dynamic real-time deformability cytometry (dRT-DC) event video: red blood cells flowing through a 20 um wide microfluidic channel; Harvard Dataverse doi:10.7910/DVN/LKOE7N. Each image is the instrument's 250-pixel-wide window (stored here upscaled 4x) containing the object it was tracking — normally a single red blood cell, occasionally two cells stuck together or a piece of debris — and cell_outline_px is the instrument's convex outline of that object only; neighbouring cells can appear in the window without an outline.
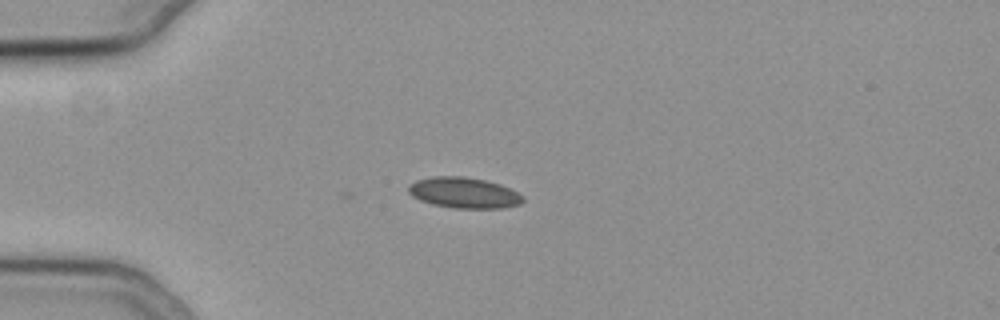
{"species": "common noctule bat (a hibernating species)", "species_latin": "Nyctalus noctula", "temperature_condition": "cold", "stored_images_in_passage": 29, "camera_frame_rate_fps": 3000, "um_per_image_px": 0.085, "animal": {"sex": "female", "body_mass_g": 19.3, "forearm_length_mm": 54.1}, "frame": {"image": 1, "passage_image": 1, "time_ms": 0.0, "image_size_px": [1000, 320], "cell_outline_px": [[524, 200], [520, 204], [504, 208], [452, 208], [432, 204], [420, 200], [412, 196], [408, 192], [408, 188], [416, 180], [432, 176], [464, 176], [484, 180], [500, 184], [516, 192]], "centroid_in_image_um": [39.41, 16.39], "position_along_channel_um": 45.6, "area_um2": 20.4}}
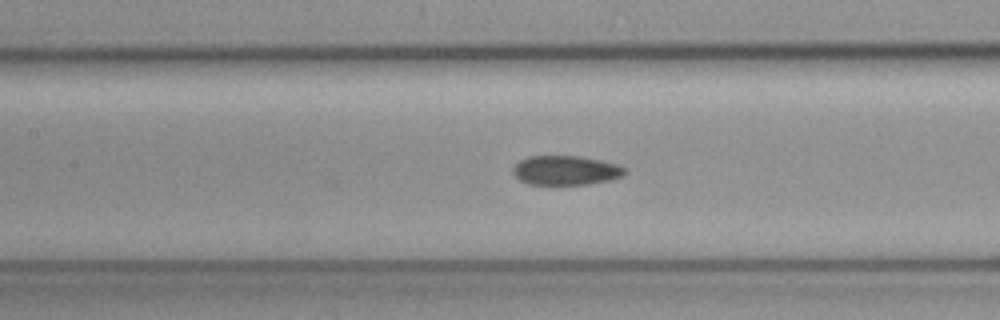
{"frame": {"image": 2, "passage_image": 12, "time_ms": 3.667, "image_size_px": [1000, 320], "cell_outline_px": [[624, 176], [608, 180], [588, 184], [528, 184], [520, 180], [512, 172], [512, 168], [520, 160], [528, 156], [580, 156], [600, 160], [616, 164], [624, 168]], "centroid_in_image_um": [48.05, 14.47], "position_along_channel_um": 159.3, "area_um2": 18.96}}
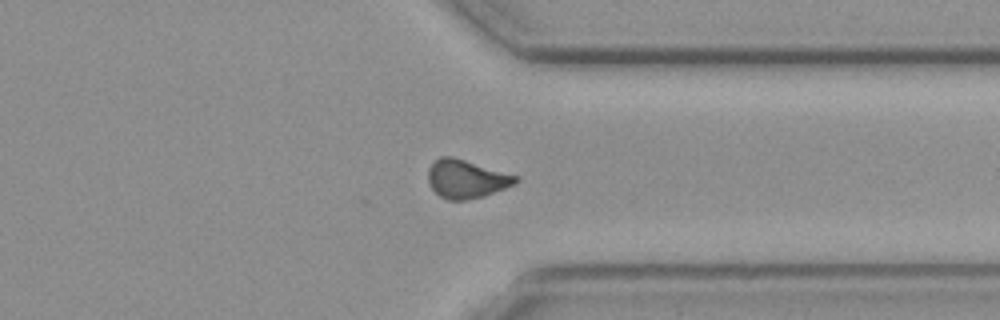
{"frame": {"image": 3, "passage_image": 29, "time_ms": 9.333, "image_size_px": [1000, 320], "cell_outline_px": [[520, 180], [504, 188], [484, 196], [468, 200], [448, 200], [440, 196], [432, 188], [428, 180], [428, 168], [440, 156], [452, 156], [520, 176]], "centroid_in_image_um": [39.64, 15.2], "position_along_channel_um": 371.8, "area_um2": 19.54}, "authors_computed_cell_mechanics": {"area_um2": 19.363, "velocity_mm_per_s": 3.7638, "shape_relaxation_time_tau1_ms": null, "shape_relaxation_time_tau2_ms": 7.2875, "deformation_change_tau1": null, "deformation_change_tau2": 0.1186}}